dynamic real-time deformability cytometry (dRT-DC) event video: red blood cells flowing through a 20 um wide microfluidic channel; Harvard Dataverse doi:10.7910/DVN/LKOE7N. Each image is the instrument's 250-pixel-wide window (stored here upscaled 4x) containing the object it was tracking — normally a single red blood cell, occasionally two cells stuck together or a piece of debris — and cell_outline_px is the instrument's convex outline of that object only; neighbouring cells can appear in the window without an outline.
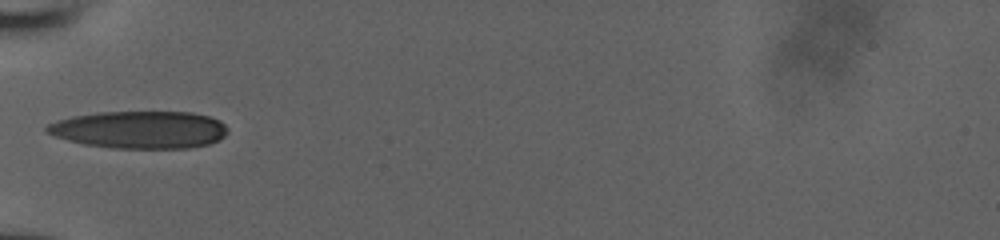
{"species": "human", "species_latin": "Homo sapiens", "temperature_condition": "room temperature", "stored_images_in_passage": 21, "camera_frame_rate_fps": 3000, "um_per_image_px": 0.085, "donor": {"sex": "male"}, "frame": {"image": 1, "passage_image": 1, "time_ms": 0.0, "image_size_px": [1000, 240], "cell_outline_px": [[228, 132], [220, 140], [208, 144], [188, 148], [112, 148], [84, 144], [68, 140], [56, 136], [48, 132], [44, 128], [48, 124], [56, 120], [72, 116], [96, 112], [192, 112], [208, 116], [220, 120], [228, 128]], "centroid_in_image_um": [11.89, 11.02], "position_along_channel_um": 73.1, "area_um2": 39.59}}
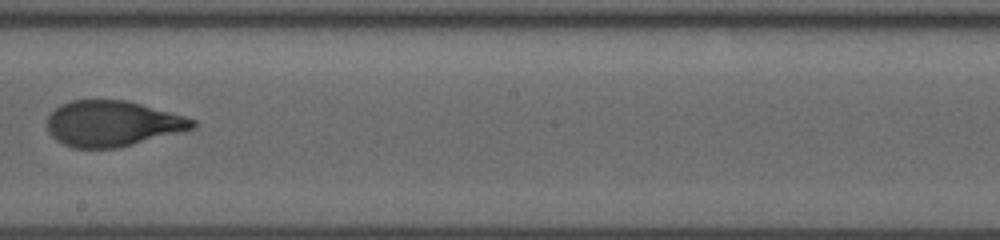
{"frame": {"image": 2, "passage_image": 7, "time_ms": 2.0, "image_size_px": [1000, 240], "cell_outline_px": [[196, 124], [192, 128], [132, 144], [116, 148], [72, 148], [56, 140], [48, 132], [48, 116], [60, 104], [72, 100], [128, 100], [184, 116], [196, 120]], "centroid_in_image_um": [9.5, 10.49], "position_along_channel_um": 238.7, "area_um2": 38.26}}
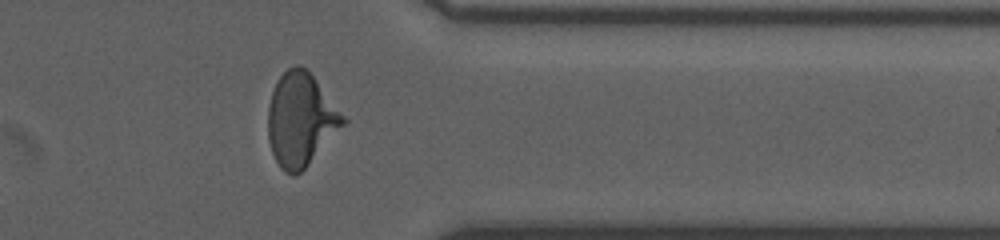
{"frame": {"image": 3, "passage_image": 17, "time_ms": 5.333, "image_size_px": [1000, 240], "cell_outline_px": [[348, 120], [308, 164], [296, 176], [292, 176], [284, 172], [280, 168], [272, 152], [268, 140], [268, 104], [276, 80], [288, 68], [296, 64], [300, 64], [312, 76]], "centroid_in_image_um": [25.53, 10.17], "position_along_channel_um": 385.9, "area_um2": 40.34}}